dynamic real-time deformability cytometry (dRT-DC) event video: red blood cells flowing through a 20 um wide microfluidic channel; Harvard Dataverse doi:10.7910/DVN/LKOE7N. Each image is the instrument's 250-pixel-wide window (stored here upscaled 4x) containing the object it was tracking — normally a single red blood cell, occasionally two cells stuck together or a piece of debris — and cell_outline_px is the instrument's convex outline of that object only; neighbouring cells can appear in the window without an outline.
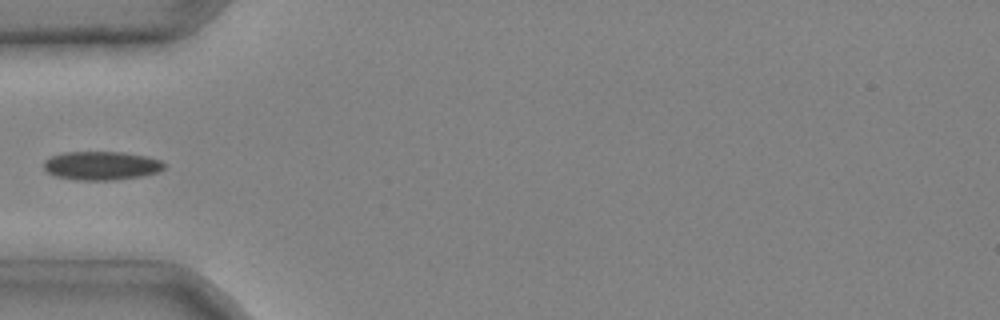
{"species": "common noctule bat (a hibernating species)", "species_latin": "Nyctalus noctula", "temperature_condition": "cold", "stored_images_in_passage": 4, "camera_frame_rate_fps": 3000, "um_per_image_px": 0.085, "animal": {"sex": "male", "body_mass_g": 20.4}, "frame": {"image": 1, "passage_image": 4, "time_ms": 1.0, "image_size_px": [1000, 320], "cell_outline_px": [[164, 168], [156, 172], [140, 176], [112, 180], [76, 180], [56, 176], [48, 172], [44, 168], [44, 160], [52, 156], [64, 152], [124, 152], [148, 156], [160, 160], [164, 164]], "centroid_in_image_um": [8.61, 14.07], "position_along_channel_um": 76.4, "area_um2": 20.0}}